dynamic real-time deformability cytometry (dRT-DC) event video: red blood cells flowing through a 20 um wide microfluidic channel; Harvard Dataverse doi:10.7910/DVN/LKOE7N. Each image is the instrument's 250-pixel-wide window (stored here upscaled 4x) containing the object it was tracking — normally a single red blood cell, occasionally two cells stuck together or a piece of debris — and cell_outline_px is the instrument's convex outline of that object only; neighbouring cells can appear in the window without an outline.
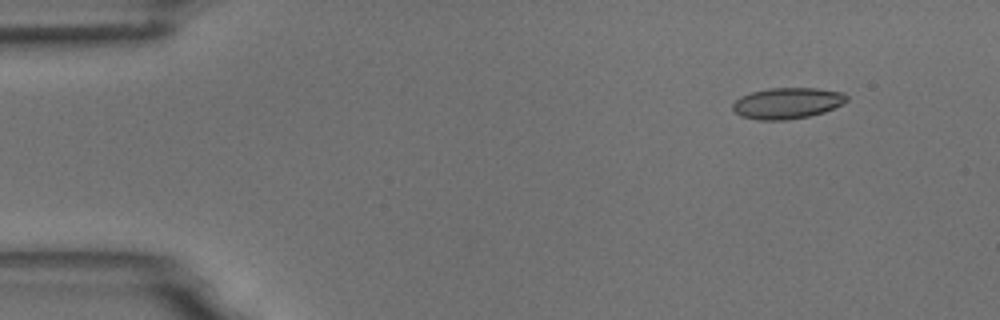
{"species": "common noctule bat (a hibernating species)", "species_latin": "Nyctalus noctula", "temperature_condition": "room temperature", "stored_images_in_passage": 4, "camera_frame_rate_fps": 3000, "um_per_image_px": 0.085, "animal": {"sex": "male", "body_mass_g": 18.8}, "frame": {"image": 1, "passage_image": 2, "time_ms": 1.333, "image_size_px": [1000, 320], "cell_outline_px": [[848, 100], [824, 112], [808, 116], [788, 120], [760, 120], [740, 116], [732, 108], [732, 104], [740, 96], [752, 92], [768, 88], [816, 88], [844, 92], [848, 96]], "centroid_in_image_um": [66.91, 8.76], "position_along_channel_um": 18.1, "area_um2": 20.63}}
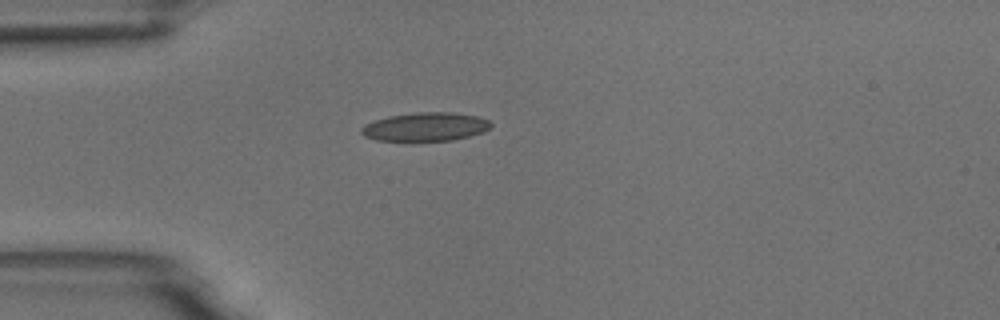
{"frame": {"image": 2, "passage_image": 4, "time_ms": 4.333, "image_size_px": [1000, 320], "cell_outline_px": [[492, 124], [484, 132], [452, 140], [376, 140], [364, 136], [360, 132], [360, 128], [364, 124], [388, 116], [416, 112], [452, 112], [476, 116], [488, 120]], "centroid_in_image_um": [36.14, 10.77], "position_along_channel_um": 48.9, "area_um2": 21.39}}